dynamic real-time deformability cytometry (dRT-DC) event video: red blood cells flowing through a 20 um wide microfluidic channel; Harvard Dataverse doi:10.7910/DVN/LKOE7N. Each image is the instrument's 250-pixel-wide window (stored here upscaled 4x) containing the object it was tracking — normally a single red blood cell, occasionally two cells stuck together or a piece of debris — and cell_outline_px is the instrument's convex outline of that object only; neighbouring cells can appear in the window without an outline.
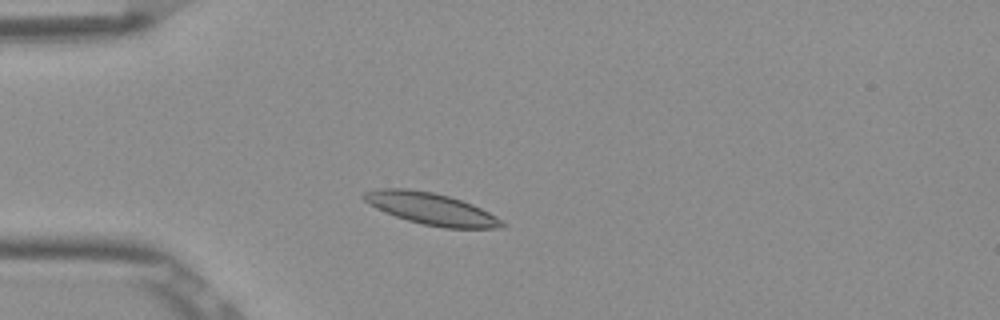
{"species": "Egyptian fruit bat (a non-hibernating species)", "species_latin": "Rousettus aegyptiacus", "temperature_condition": "room temperature", "stored_images_in_passage": 4, "camera_frame_rate_fps": 3000, "um_per_image_px": 0.085, "frame": {"image": 1, "passage_image": 3, "time_ms": 0.667, "image_size_px": [1000, 320], "cell_outline_px": [[508, 224], [504, 228], [444, 228], [424, 224], [408, 220], [384, 212], [368, 204], [360, 196], [364, 192], [376, 188], [408, 188], [432, 192], [448, 196], [472, 204], [496, 216]], "centroid_in_image_um": [36.63, 17.74], "position_along_channel_um": 48.4, "area_um2": 25.66}}